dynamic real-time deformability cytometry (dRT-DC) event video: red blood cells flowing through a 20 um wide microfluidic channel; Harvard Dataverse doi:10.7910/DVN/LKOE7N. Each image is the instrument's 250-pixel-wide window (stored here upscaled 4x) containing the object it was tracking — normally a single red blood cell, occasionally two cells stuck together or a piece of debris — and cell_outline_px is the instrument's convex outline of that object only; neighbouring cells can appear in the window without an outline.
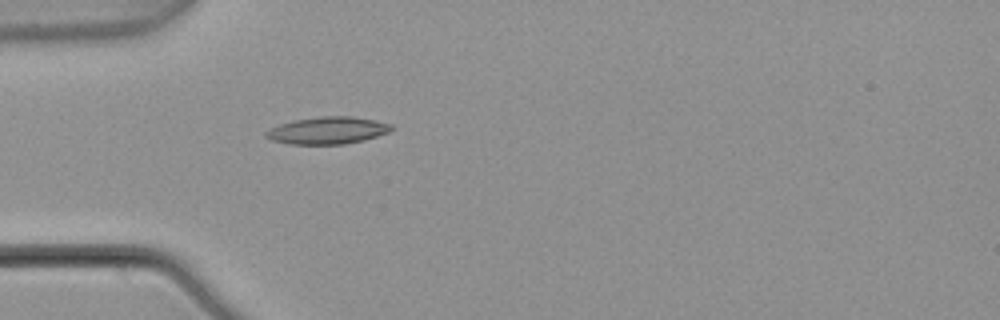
{"species": "common noctule bat (a hibernating species)", "species_latin": "Nyctalus noctula", "temperature_condition": "warm", "stored_images_in_passage": 5, "camera_frame_rate_fps": 3000, "um_per_image_px": 0.085, "animal": {"sex": "male", "body_mass_g": 21.5, "forearm_length_mm": 52.0}, "frame": {"image": 1, "passage_image": 5, "time_ms": 1.333, "image_size_px": [1000, 320], "cell_outline_px": [[392, 128], [388, 132], [364, 140], [344, 144], [288, 144], [272, 140], [264, 136], [264, 132], [280, 124], [296, 120], [320, 116], [352, 116], [376, 120], [392, 124]], "centroid_in_image_um": [27.85, 11.08], "position_along_channel_um": 57.2, "area_um2": 19.77}}